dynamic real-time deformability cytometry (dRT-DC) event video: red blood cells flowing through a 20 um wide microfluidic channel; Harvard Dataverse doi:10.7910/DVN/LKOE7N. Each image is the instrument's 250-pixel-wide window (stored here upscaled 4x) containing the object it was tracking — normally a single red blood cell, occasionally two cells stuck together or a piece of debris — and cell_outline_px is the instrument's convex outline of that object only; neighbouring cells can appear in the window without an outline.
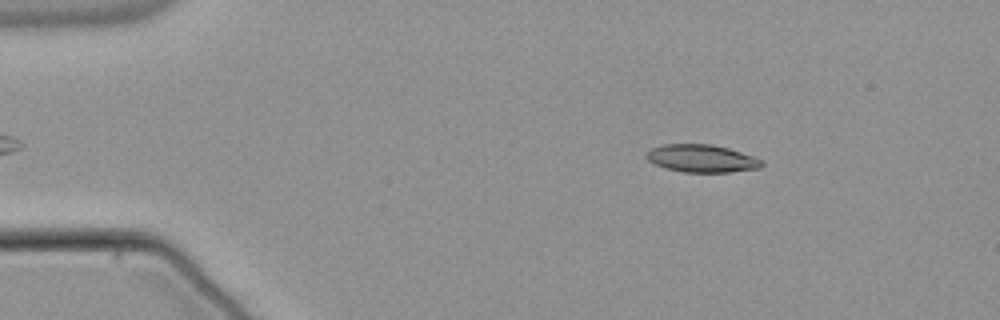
{"species": "common noctule bat (a hibernating species)", "species_latin": "Nyctalus noctula", "temperature_condition": "warm", "stored_images_in_passage": 53, "camera_frame_rate_fps": 3000, "um_per_image_px": 0.085, "animal": {"sex": "male", "body_mass_g": 21.5, "forearm_length_mm": 52.0}, "frame": {"image": 1, "passage_image": 8, "time_ms": 2.333, "image_size_px": [1000, 320], "cell_outline_px": [[764, 164], [760, 168], [728, 172], [684, 172], [664, 168], [648, 160], [644, 156], [652, 148], [664, 144], [712, 144], [728, 148], [764, 160]], "centroid_in_image_um": [59.65, 13.47], "position_along_channel_um": 25.3, "area_um2": 18.55}}
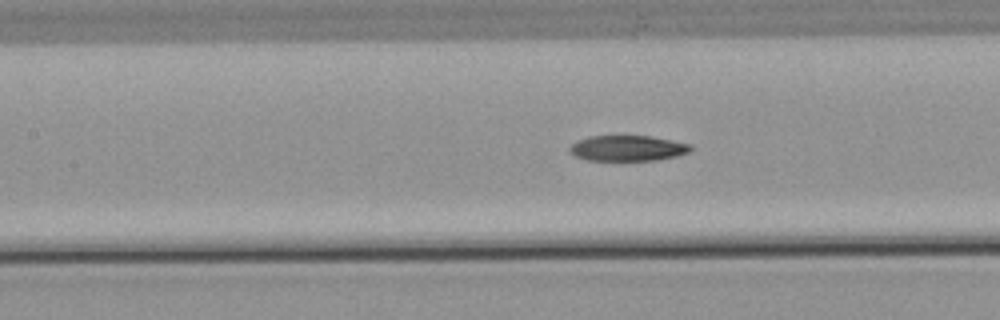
{"frame": {"image": 2, "passage_image": 24, "time_ms": 7.667, "image_size_px": [1000, 320], "cell_outline_px": [[692, 148], [688, 152], [676, 156], [656, 160], [588, 160], [576, 156], [568, 152], [568, 148], [572, 144], [588, 136], [648, 136], [672, 140], [692, 144]], "centroid_in_image_um": [53.34, 12.59], "position_along_channel_um": 154.1, "area_um2": 17.92}}
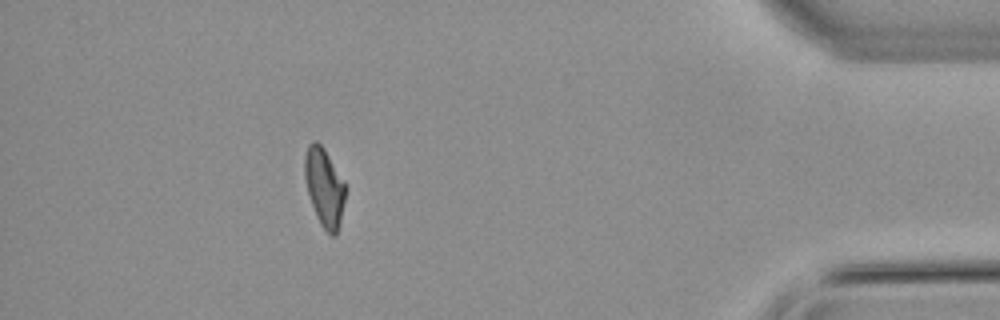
{"frame": {"image": 3, "passage_image": 48, "time_ms": 15.667, "image_size_px": [1000, 320], "cell_outline_px": [[344, 200], [340, 220], [336, 236], [332, 236], [320, 224], [316, 216], [308, 192], [304, 176], [304, 156], [308, 144], [312, 140], [316, 140], [324, 148], [344, 184]], "centroid_in_image_um": [27.52, 15.89], "position_along_channel_um": 407.7, "area_um2": 18.09}}